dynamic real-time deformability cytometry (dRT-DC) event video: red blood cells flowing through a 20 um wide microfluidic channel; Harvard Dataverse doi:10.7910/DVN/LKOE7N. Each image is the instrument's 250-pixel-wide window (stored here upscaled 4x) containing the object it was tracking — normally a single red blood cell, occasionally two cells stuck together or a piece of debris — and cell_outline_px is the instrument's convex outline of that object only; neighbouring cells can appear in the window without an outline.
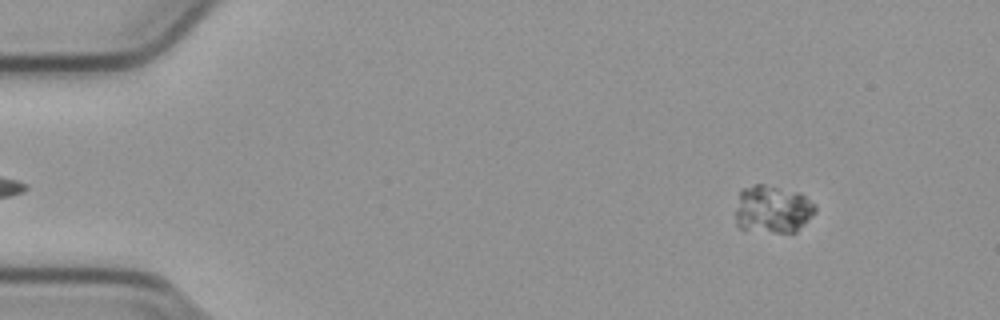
{"species": "common noctule bat (a hibernating species)", "species_latin": "Nyctalus noctula", "temperature_condition": "cold", "stored_images_in_passage": 52, "camera_frame_rate_fps": 3000, "um_per_image_px": 0.085, "animal": {"sex": "male", "body_mass_g": 23.1, "forearm_length_mm": 52.7}, "frame": {"image": 1, "passage_image": 4, "time_ms": 1.0, "image_size_px": [1000, 320], "cell_outline_px": [[816, 212], [796, 232], [776, 232], [740, 228], [736, 224], [736, 208], [740, 188], [756, 184], [764, 184], [800, 192], [816, 204]], "centroid_in_image_um": [65.68, 17.76], "position_along_channel_um": 19.3, "area_um2": 22.31}}
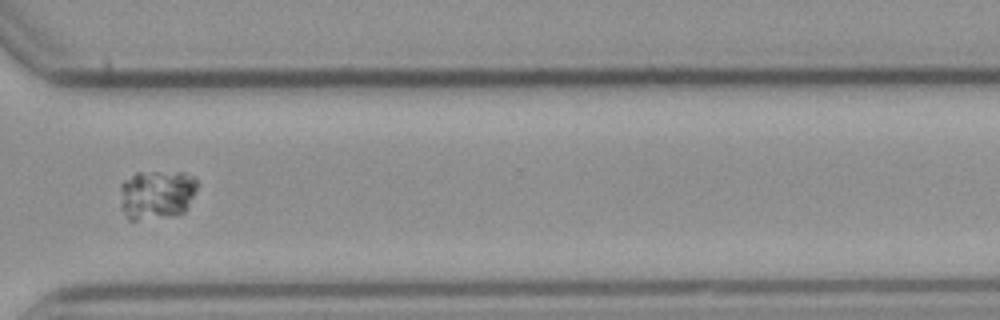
{"frame": {"image": 2, "passage_image": 39, "time_ms": 12.667, "image_size_px": [1000, 320], "cell_outline_px": [[196, 188], [184, 212], [136, 220], [128, 220], [120, 208], [120, 184], [124, 180], [136, 172], [184, 172], [192, 176], [196, 180]], "centroid_in_image_um": [13.24, 16.51], "position_along_channel_um": 357.4, "area_um2": 21.96}}
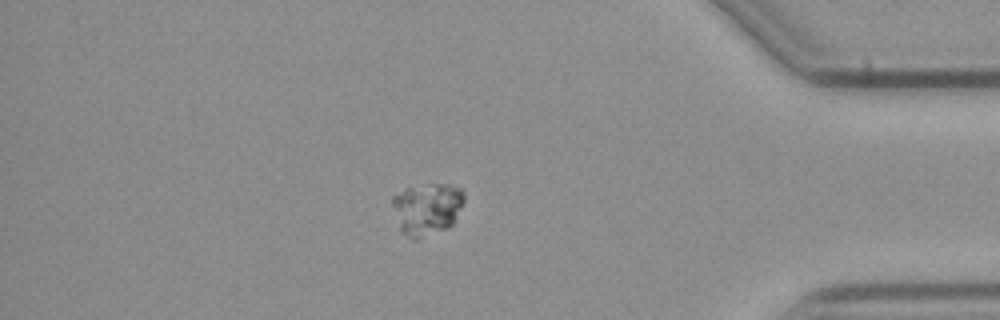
{"frame": {"image": 3, "passage_image": 45, "time_ms": 14.667, "image_size_px": [1000, 320], "cell_outline_px": [[464, 200], [452, 224], [448, 228], [416, 240], [412, 240], [400, 232], [392, 204], [392, 196], [404, 188], [428, 184], [448, 184], [460, 188], [464, 192]], "centroid_in_image_um": [36.26, 17.76], "position_along_channel_um": 398.9, "area_um2": 21.91}}